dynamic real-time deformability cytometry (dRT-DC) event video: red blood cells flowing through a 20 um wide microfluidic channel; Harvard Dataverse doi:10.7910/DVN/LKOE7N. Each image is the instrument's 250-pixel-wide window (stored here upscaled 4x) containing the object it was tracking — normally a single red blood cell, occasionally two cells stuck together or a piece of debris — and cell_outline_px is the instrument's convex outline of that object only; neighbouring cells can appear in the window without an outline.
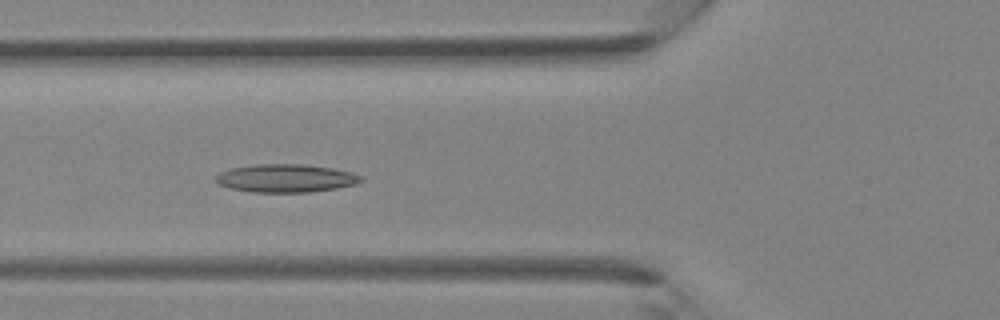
{"species": "Egyptian fruit bat (a non-hibernating species)", "species_latin": "Rousettus aegyptiacus", "temperature_condition": "room temperature", "stored_images_in_passage": 30, "camera_frame_rate_fps": 3000, "um_per_image_px": 0.085, "animal": {"sex": "female"}, "frame": {"image": 1, "passage_image": 5, "time_ms": 1.333, "image_size_px": [1000, 320], "cell_outline_px": [[364, 180], [356, 184], [336, 188], [312, 192], [252, 192], [228, 188], [220, 184], [216, 180], [216, 176], [220, 172], [232, 168], [256, 164], [304, 164], [332, 168], [352, 172], [360, 176]], "centroid_in_image_um": [24.31, 15.15], "position_along_channel_um": 101.5, "area_um2": 23.76}}
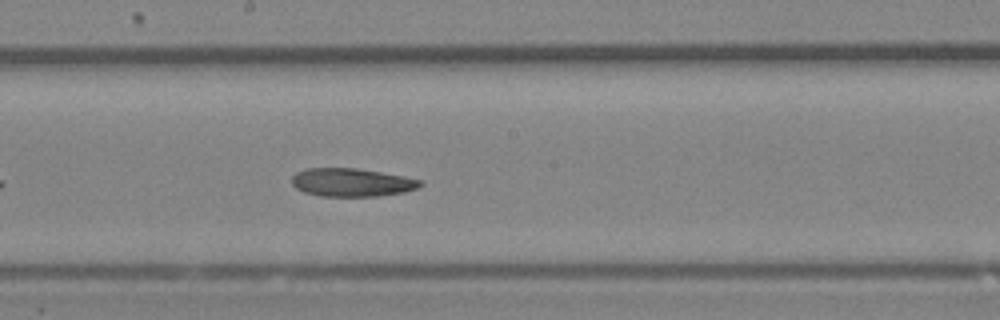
{"frame": {"image": 2, "passage_image": 12, "time_ms": 3.667, "image_size_px": [1000, 320], "cell_outline_px": [[424, 184], [416, 188], [404, 192], [380, 196], [320, 196], [304, 192], [296, 188], [292, 184], [292, 176], [296, 172], [304, 168], [356, 168], [404, 176], [424, 180]], "centroid_in_image_um": [29.9, 15.5], "position_along_channel_um": 218.3, "area_um2": 21.27}}
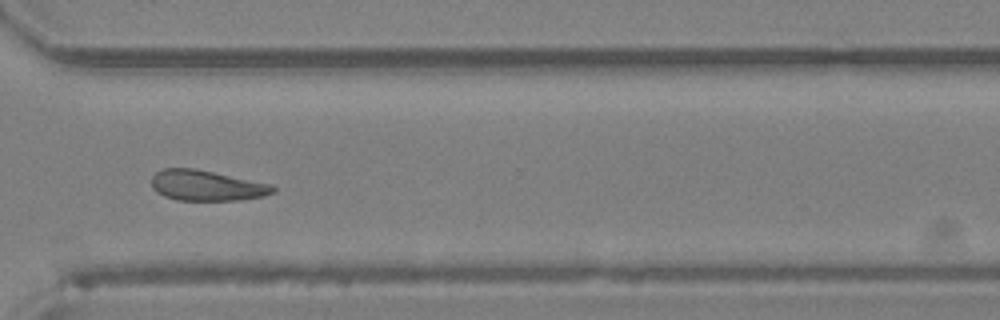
{"frame": {"image": 3, "passage_image": 20, "time_ms": 6.333, "image_size_px": [1000, 320], "cell_outline_px": [[276, 192], [264, 196], [240, 200], [176, 200], [164, 196], [156, 192], [152, 188], [152, 176], [156, 172], [164, 168], [196, 168], [272, 184], [276, 188]], "centroid_in_image_um": [17.57, 15.77], "position_along_channel_um": 353.0, "area_um2": 21.79}}